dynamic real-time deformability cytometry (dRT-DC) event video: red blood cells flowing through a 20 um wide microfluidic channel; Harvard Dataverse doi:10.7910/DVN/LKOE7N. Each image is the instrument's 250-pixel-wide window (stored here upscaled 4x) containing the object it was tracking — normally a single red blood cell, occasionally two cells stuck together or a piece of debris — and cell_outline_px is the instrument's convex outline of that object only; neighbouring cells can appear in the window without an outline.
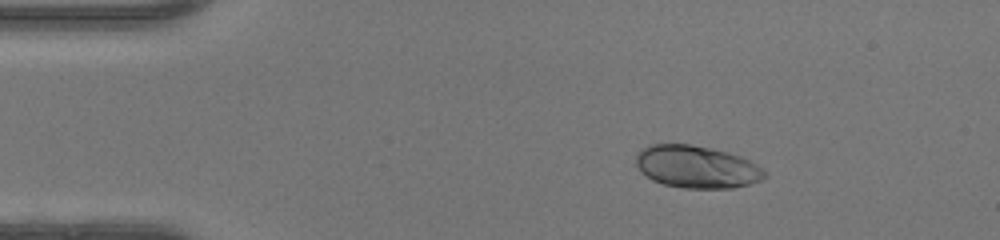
{"species": "human", "species_latin": "Homo sapiens", "temperature_condition": "warm", "stored_images_in_passage": 28, "camera_frame_rate_fps": 3000, "um_per_image_px": 0.085, "donor": {"sex": "female"}, "frame": {"image": 1, "passage_image": 1, "time_ms": 0.0, "image_size_px": [1000, 240], "cell_outline_px": [[768, 176], [760, 180], [748, 184], [732, 188], [680, 188], [664, 184], [652, 180], [640, 172], [636, 164], [636, 152], [652, 144], [692, 144], [712, 148], [728, 152], [740, 156], [756, 164], [768, 172]], "centroid_in_image_um": [59.21, 14.18], "position_along_channel_um": 25.8, "area_um2": 32.02}}
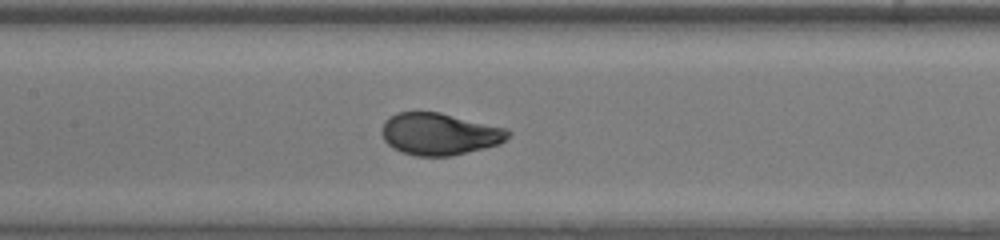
{"frame": {"image": 2, "passage_image": 16, "time_ms": 5.0, "image_size_px": [1000, 240], "cell_outline_px": [[512, 132], [500, 144], [452, 156], [416, 156], [400, 152], [392, 148], [384, 140], [380, 132], [380, 128], [384, 120], [388, 116], [396, 112], [440, 112], [508, 128]], "centroid_in_image_um": [37.32, 11.38], "position_along_channel_um": 170.1, "area_um2": 31.39}}
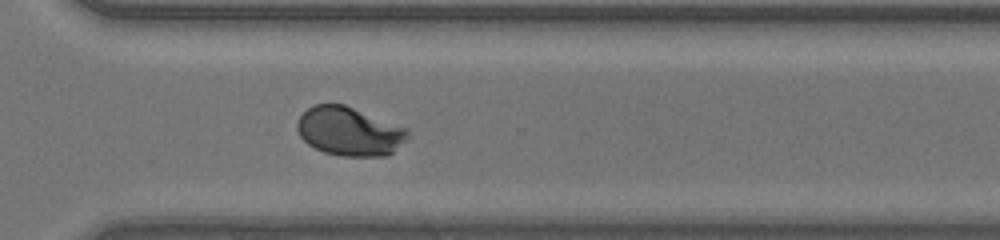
{"frame": {"image": 3, "passage_image": 28, "time_ms": 9.0, "image_size_px": [1000, 240], "cell_outline_px": [[408, 140], [388, 156], [340, 156], [324, 152], [308, 144], [300, 136], [296, 128], [296, 124], [300, 116], [312, 104], [344, 104], [408, 128]], "centroid_in_image_um": [29.71, 11.17], "position_along_channel_um": 340.9, "area_um2": 31.62}}